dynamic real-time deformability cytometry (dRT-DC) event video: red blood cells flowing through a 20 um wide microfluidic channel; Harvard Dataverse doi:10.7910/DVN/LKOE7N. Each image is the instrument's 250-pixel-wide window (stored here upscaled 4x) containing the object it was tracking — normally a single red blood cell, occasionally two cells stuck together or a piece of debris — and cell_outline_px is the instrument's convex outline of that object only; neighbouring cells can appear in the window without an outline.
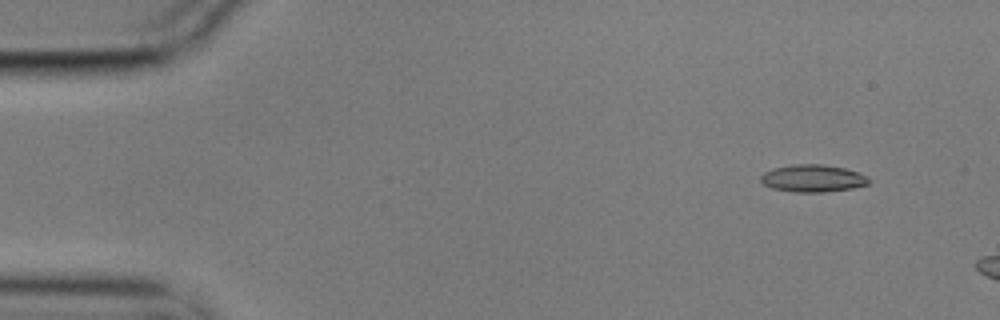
{"species": "common noctule bat (a hibernating species)", "species_latin": "Nyctalus noctula", "temperature_condition": "cold", "stored_images_in_passage": 3, "camera_frame_rate_fps": 3000, "um_per_image_px": 0.085, "animal": {"sex": "male", "body_mass_g": 17.9}, "frame": {"image": 1, "passage_image": 1, "time_ms": 0.0, "image_size_px": [1000, 320], "cell_outline_px": [[868, 184], [852, 188], [824, 192], [796, 192], [772, 188], [764, 184], [760, 180], [760, 176], [764, 172], [772, 168], [792, 164], [820, 164], [844, 168], [868, 176]], "centroid_in_image_um": [69.05, 15.15], "position_along_channel_um": 16.0, "area_um2": 17.11}}